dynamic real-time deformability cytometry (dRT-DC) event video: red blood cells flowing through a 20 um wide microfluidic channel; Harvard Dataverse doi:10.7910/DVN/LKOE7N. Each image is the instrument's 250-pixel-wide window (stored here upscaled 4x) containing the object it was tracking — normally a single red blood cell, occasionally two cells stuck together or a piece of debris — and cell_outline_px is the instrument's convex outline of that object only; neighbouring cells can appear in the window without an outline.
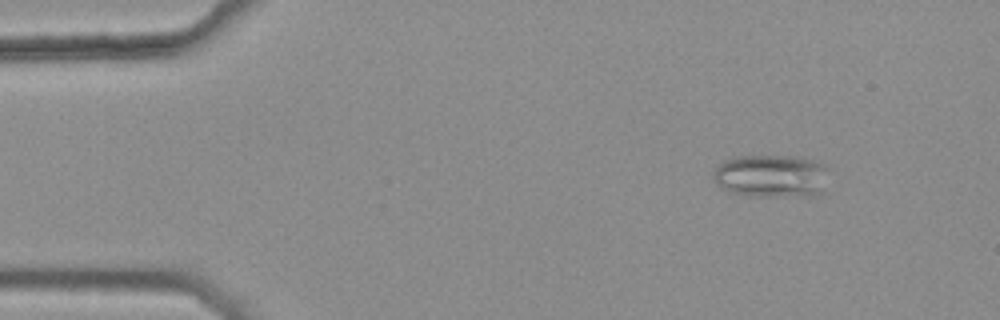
{"species": "common noctule bat (a hibernating species)", "species_latin": "Nyctalus noctula", "temperature_condition": "warm", "stored_images_in_passage": 4, "camera_frame_rate_fps": 3000, "um_per_image_px": 0.085, "animal": {"sex": "female", "body_mass_g": 25.1}, "frame": {"image": 1, "passage_image": 1, "time_ms": 0.0, "image_size_px": [1000, 320], "cell_outline_px": [[828, 168], [824, 192], [820, 196], [748, 196], [732, 192], [720, 188], [712, 180], [712, 172], [724, 160], [736, 156], [796, 156], [812, 160], [824, 164]], "centroid_in_image_um": [65.57, 14.97], "position_along_channel_um": 19.4, "area_um2": 29.48}}